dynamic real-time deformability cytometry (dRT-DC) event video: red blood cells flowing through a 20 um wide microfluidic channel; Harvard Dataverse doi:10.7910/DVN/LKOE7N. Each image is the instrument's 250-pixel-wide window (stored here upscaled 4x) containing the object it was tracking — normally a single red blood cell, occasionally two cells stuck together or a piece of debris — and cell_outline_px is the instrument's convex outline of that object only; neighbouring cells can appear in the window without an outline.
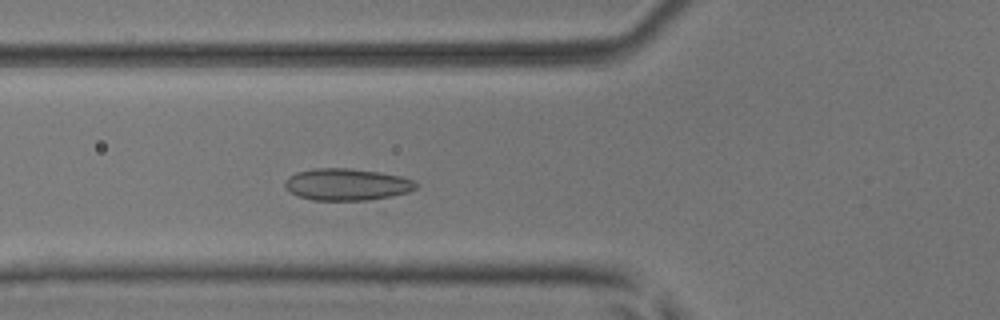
{"species": "common noctule bat (a hibernating species)", "species_latin": "Nyctalus noctula", "temperature_condition": "room temperature", "stored_images_in_passage": 40, "camera_frame_rate_fps": 3000, "um_per_image_px": 0.085, "animal": {"sex": "male", "body_mass_g": 17.9, "forearm_length_mm": 54.2}, "frame": {"image": 1, "passage_image": 18, "time_ms": 5.667, "image_size_px": [1000, 320], "cell_outline_px": [[420, 184], [416, 188], [408, 192], [368, 200], [312, 200], [300, 196], [284, 188], [284, 184], [288, 176], [296, 172], [316, 168], [348, 168], [380, 172], [400, 176], [412, 180]], "centroid_in_image_um": [29.47, 15.67], "position_along_channel_um": 96.3, "area_um2": 24.22}}
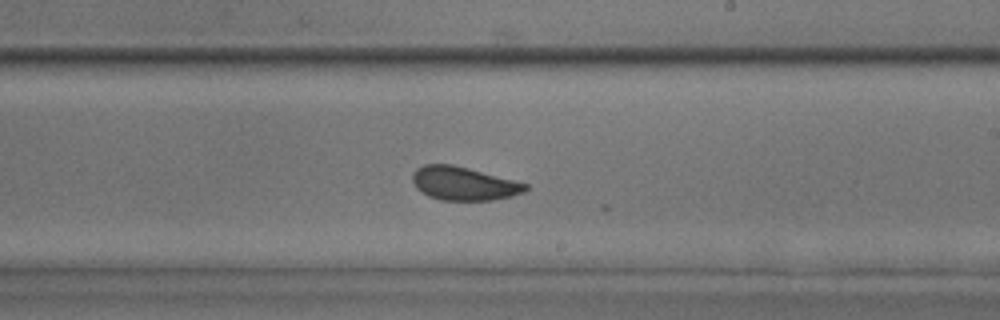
{"frame": {"image": 2, "passage_image": 30, "time_ms": 9.667, "image_size_px": [1000, 320], "cell_outline_px": [[528, 188], [524, 192], [512, 196], [492, 200], [440, 200], [428, 196], [416, 188], [412, 180], [412, 172], [416, 168], [424, 164], [452, 164], [468, 168], [528, 184]], "centroid_in_image_um": [39.38, 15.6], "position_along_channel_um": 249.6, "area_um2": 22.02}}
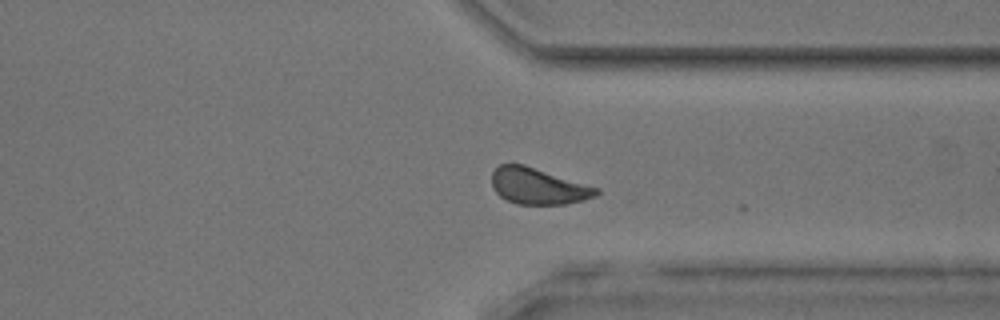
{"frame": {"image": 3, "passage_image": 39, "time_ms": 12.667, "image_size_px": [1000, 320], "cell_outline_px": [[600, 192], [596, 196], [584, 200], [564, 204], [516, 204], [500, 196], [492, 188], [492, 172], [500, 164], [524, 164], [600, 188]], "centroid_in_image_um": [45.76, 15.82], "position_along_channel_um": 365.6, "area_um2": 22.14}}